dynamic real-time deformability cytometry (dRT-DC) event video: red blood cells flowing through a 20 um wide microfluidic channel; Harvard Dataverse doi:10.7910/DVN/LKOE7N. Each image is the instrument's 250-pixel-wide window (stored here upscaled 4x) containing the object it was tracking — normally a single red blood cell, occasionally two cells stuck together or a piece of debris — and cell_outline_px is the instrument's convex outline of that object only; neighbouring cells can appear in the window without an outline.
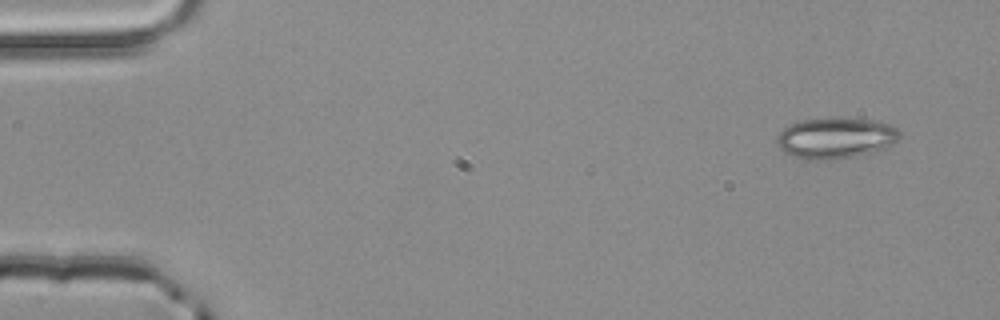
{"species": "common noctule bat (a hibernating species)", "species_latin": "Nyctalus noctula", "temperature_condition": "room temperature", "stored_images_in_passage": 7, "camera_frame_rate_fps": 3000, "um_per_image_px": 0.085, "animal": {"sex": "male", "body_mass_g": 20.4}, "frame": {"image": 1, "passage_image": 1, "time_ms": 0.0, "image_size_px": [1000, 320], "cell_outline_px": [[900, 136], [892, 144], [884, 148], [856, 156], [828, 160], [812, 160], [792, 156], [784, 152], [780, 148], [776, 140], [776, 136], [788, 124], [800, 120], [872, 120], [892, 124], [900, 132]], "centroid_in_image_um": [71.0, 11.76], "position_along_channel_um": 14.0, "area_um2": 28.67}}